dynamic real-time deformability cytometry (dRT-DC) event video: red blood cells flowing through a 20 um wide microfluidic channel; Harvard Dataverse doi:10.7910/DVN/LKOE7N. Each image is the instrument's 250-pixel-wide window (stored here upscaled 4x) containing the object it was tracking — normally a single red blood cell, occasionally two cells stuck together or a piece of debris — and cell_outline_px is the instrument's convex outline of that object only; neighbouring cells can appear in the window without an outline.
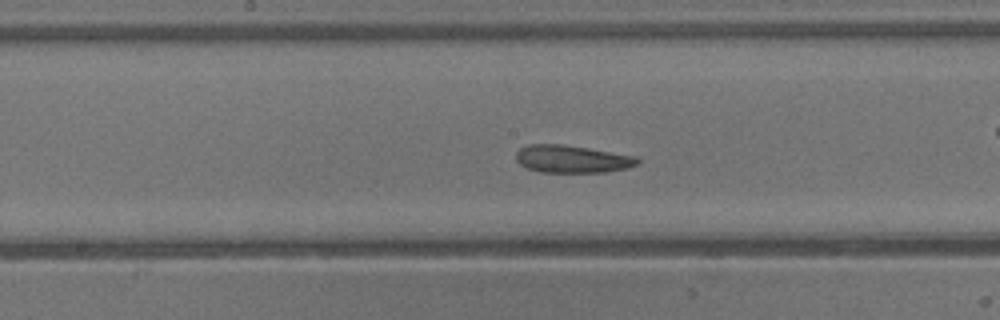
{"species": "common noctule bat (a hibernating species)", "species_latin": "Nyctalus noctula", "temperature_condition": "warm", "stored_images_in_passage": 31, "camera_frame_rate_fps": 3000, "um_per_image_px": 0.085, "animal": {"sex": "male", "body_mass_g": 13.3}, "frame": {"image": 1, "passage_image": 15, "time_ms": 4.667, "image_size_px": [1000, 320], "cell_outline_px": [[640, 160], [636, 164], [628, 168], [604, 172], [540, 172], [528, 168], [520, 164], [516, 160], [516, 152], [520, 148], [528, 144], [564, 144], [636, 156]], "centroid_in_image_um": [48.61, 13.51], "position_along_channel_um": 199.6, "area_um2": 19.48}}
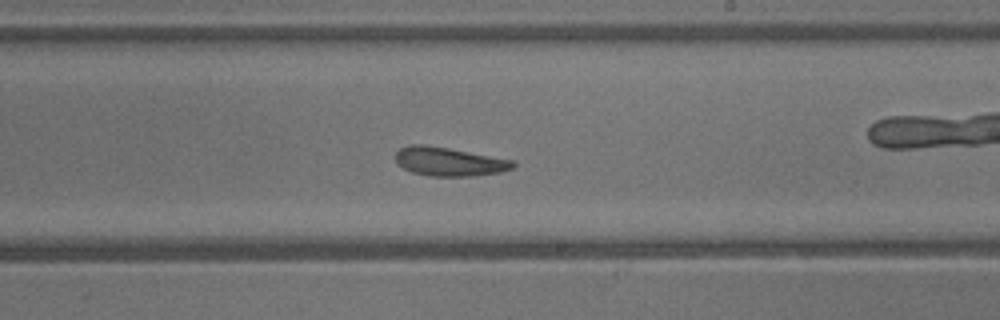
{"frame": {"image": 2, "passage_image": 18, "time_ms": 5.667, "image_size_px": [1000, 320], "cell_outline_px": [[516, 164], [512, 168], [500, 172], [472, 176], [428, 176], [412, 172], [396, 164], [396, 152], [400, 148], [408, 144], [424, 144], [448, 148], [516, 160]], "centroid_in_image_um": [38.17, 13.73], "position_along_channel_um": 250.8, "area_um2": 19.83}}